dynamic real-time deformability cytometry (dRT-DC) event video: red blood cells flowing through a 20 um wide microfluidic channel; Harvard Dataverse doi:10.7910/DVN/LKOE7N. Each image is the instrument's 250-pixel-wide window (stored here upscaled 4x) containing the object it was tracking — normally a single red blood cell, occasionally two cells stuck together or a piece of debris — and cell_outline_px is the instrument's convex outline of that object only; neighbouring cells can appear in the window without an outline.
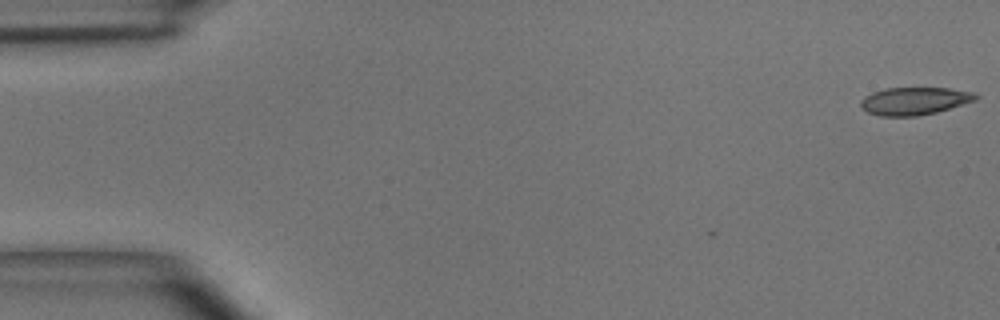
{"species": "common noctule bat (a hibernating species)", "species_latin": "Nyctalus noctula", "temperature_condition": "room temperature", "stored_images_in_passage": 6, "camera_frame_rate_fps": 3000, "um_per_image_px": 0.085, "animal": {"sex": "male", "body_mass_g": 15.6}, "frame": {"image": 1, "passage_image": 1, "time_ms": 0.0, "image_size_px": [1000, 320], "cell_outline_px": [[980, 96], [976, 100], [936, 112], [916, 116], [880, 116], [868, 112], [860, 104], [860, 100], [864, 96], [872, 92], [884, 88], [948, 88], [976, 92]], "centroid_in_image_um": [77.74, 8.57], "position_along_channel_um": 7.3, "area_um2": 18.55}}